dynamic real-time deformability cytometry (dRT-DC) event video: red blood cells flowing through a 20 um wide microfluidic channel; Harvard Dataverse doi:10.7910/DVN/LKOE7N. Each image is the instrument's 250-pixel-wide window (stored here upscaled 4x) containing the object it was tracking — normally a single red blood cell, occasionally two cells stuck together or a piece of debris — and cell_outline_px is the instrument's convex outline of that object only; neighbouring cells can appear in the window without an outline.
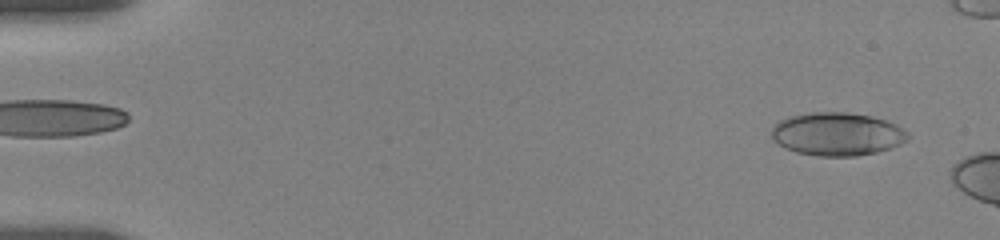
{"species": "human", "species_latin": "Homo sapiens", "temperature_condition": "room temperature", "stored_images_in_passage": 8, "camera_frame_rate_fps": 3000, "um_per_image_px": 0.085, "donor": {"sex": "female"}, "frame": {"image": 1, "passage_image": 3, "time_ms": 0.667, "image_size_px": [1000, 240], "cell_outline_px": [[908, 140], [892, 148], [876, 152], [856, 156], [820, 156], [796, 152], [784, 148], [772, 140], [772, 128], [780, 120], [792, 116], [812, 112], [848, 112], [872, 116], [896, 124], [904, 128], [908, 132]], "centroid_in_image_um": [71.18, 11.4], "position_along_channel_um": 13.8, "area_um2": 34.39}}